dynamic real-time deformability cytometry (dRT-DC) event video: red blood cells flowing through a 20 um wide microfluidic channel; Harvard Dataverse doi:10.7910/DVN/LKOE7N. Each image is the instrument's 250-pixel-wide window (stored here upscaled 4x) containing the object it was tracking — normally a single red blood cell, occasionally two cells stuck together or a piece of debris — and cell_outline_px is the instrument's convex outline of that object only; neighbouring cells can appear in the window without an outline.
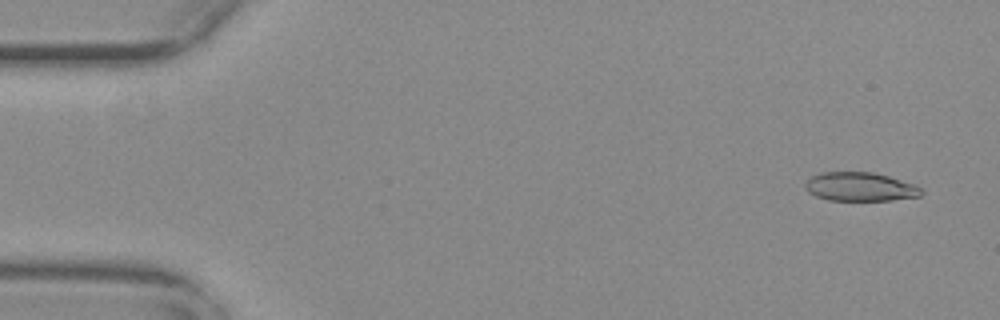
{"species": "common noctule bat (a hibernating species)", "species_latin": "Nyctalus noctula", "temperature_condition": "warm", "stored_images_in_passage": 55, "camera_frame_rate_fps": 3000, "um_per_image_px": 0.085, "animal": {"sex": "female", "body_mass_g": 29.2, "forearm_length_mm": 56.3}, "frame": {"image": 1, "passage_image": 3, "time_ms": 0.667, "image_size_px": [1000, 320], "cell_outline_px": [[924, 192], [920, 196], [892, 200], [828, 200], [816, 196], [808, 192], [804, 188], [804, 184], [812, 176], [820, 172], [872, 172], [888, 176], [916, 184]], "centroid_in_image_um": [73.11, 15.87], "position_along_channel_um": 11.9, "area_um2": 19.54}}
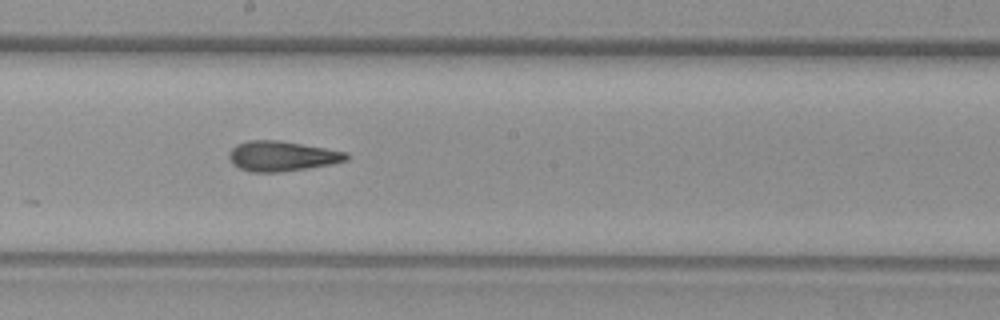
{"frame": {"image": 2, "passage_image": 30, "time_ms": 9.667, "image_size_px": [1000, 320], "cell_outline_px": [[348, 160], [332, 164], [280, 172], [248, 172], [232, 164], [228, 156], [228, 152], [236, 144], [248, 140], [276, 140], [348, 152]], "centroid_in_image_um": [23.92, 13.27], "position_along_channel_um": 224.3, "area_um2": 20.52}}
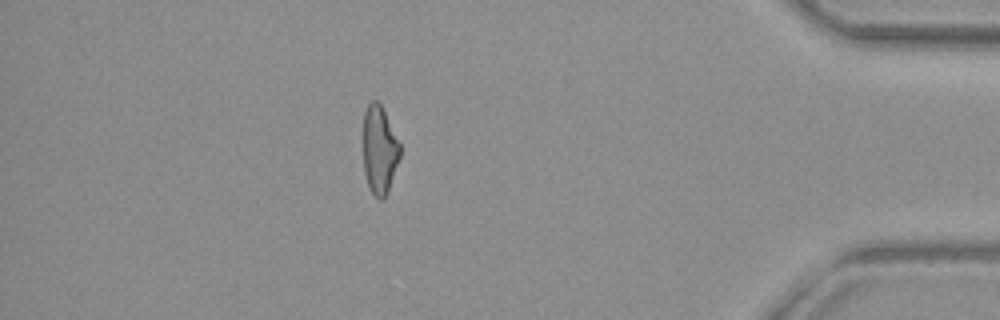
{"frame": {"image": 3, "passage_image": 48, "time_ms": 15.667, "image_size_px": [1000, 320], "cell_outline_px": [[400, 156], [388, 192], [384, 200], [380, 200], [372, 192], [368, 184], [364, 172], [364, 112], [368, 104], [372, 100], [376, 100], [380, 104], [400, 144]], "centroid_in_image_um": [32.25, 12.77], "position_along_channel_um": 402.9, "area_um2": 18.61}, "authors_computed_cell_mechanics": {"area_um2": 20.4612, "velocity_mm_per_s": 3.7652, "shape_relaxation_time_tau1_ms": null, "shape_relaxation_time_tau2_ms": 2.1773, "deformation_change_tau1": null, "deformation_change_tau2": 0.117}}